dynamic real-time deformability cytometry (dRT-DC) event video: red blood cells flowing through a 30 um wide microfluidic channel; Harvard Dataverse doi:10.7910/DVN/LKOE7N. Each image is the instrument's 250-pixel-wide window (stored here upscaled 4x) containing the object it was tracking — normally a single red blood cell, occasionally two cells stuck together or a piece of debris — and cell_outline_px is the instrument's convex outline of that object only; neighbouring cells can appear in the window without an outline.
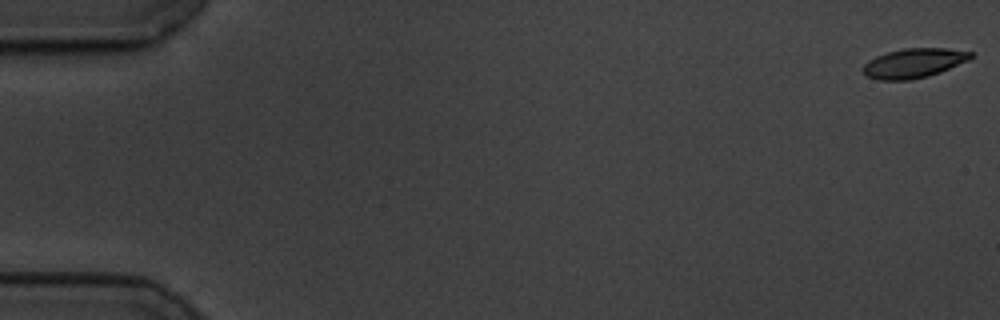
{"species": "common noctule bat (a hibernating species)", "species_latin": "Nyctalus noctula", "temperature_condition": "cold", "stored_images_in_passage": 59, "camera_frame_rate_fps": 3000, "um_per_image_px": 0.085, "animal": {"sex": "male", "body_mass_g": 19.5, "forearm_length_mm": 54.6}, "frame": {"image": 1, "passage_image": 1, "time_ms": 0.0, "image_size_px": [1000, 320], "cell_outline_px": [[976, 56], [968, 60], [940, 72], [928, 76], [908, 80], [876, 80], [868, 76], [860, 68], [868, 60], [876, 56], [888, 52], [904, 48], [948, 48], [972, 52]], "centroid_in_image_um": [77.67, 5.36], "position_along_channel_um": 7.3, "area_um2": 18.55}}
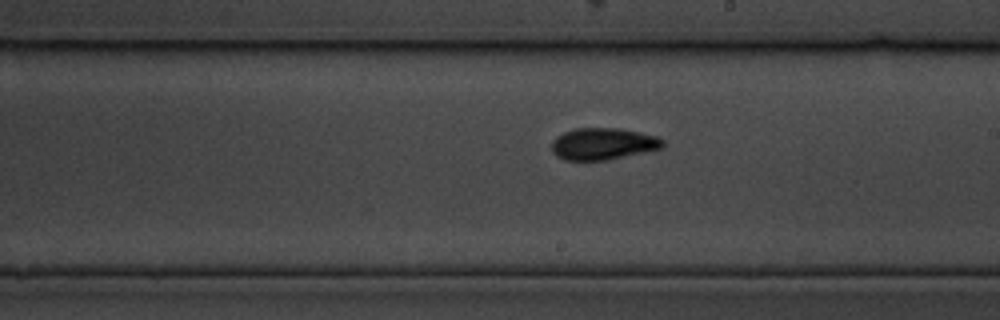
{"frame": {"image": 2, "passage_image": 34, "time_ms": 11.0, "image_size_px": [1000, 320], "cell_outline_px": [[664, 148], [608, 160], [564, 160], [556, 156], [552, 152], [552, 140], [556, 136], [564, 132], [576, 128], [620, 128], [656, 136], [664, 140]], "centroid_in_image_um": [51.25, 12.23], "position_along_channel_um": 237.7, "area_um2": 20.75}}
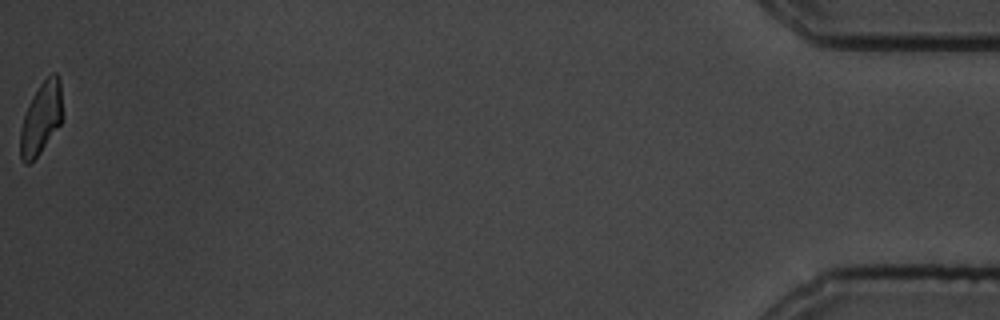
{"frame": {"image": 3, "passage_image": 59, "time_ms": 19.333, "image_size_px": [1000, 320], "cell_outline_px": [[60, 124], [40, 152], [28, 164], [24, 164], [20, 160], [20, 128], [24, 116], [32, 96], [40, 84], [52, 72], [56, 72], [60, 76]], "centroid_in_image_um": [3.45, 10.06], "position_along_channel_um": 431.7, "area_um2": 17.22}, "authors_computed_cell_mechanics": {"area_um2": 19.1318, "velocity_mm_per_s": 3.4638, "shape_relaxation_time_tau1_ms": 4.1236, "shape_relaxation_time_tau2_ms": 3.3006, "deformation_change_tau1": 0.1265, "deformation_change_tau2": 0.0942}}